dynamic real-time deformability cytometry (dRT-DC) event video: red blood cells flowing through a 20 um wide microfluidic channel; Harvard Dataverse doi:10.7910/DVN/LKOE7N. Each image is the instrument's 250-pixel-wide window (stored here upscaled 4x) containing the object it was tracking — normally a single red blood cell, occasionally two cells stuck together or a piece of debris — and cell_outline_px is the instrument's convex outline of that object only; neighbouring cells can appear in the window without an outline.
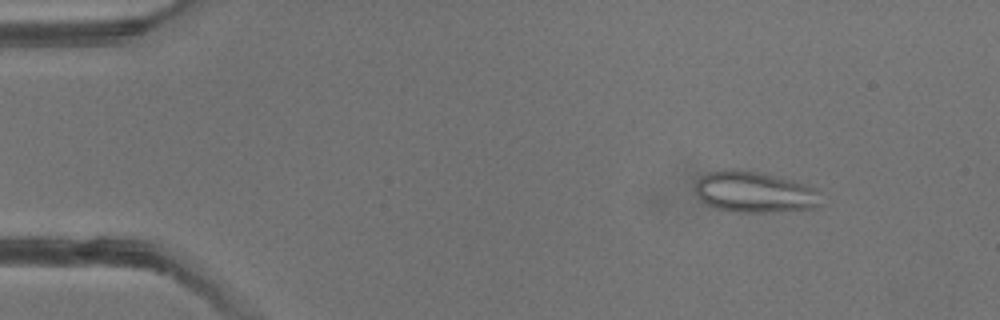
{"species": "common noctule bat (a hibernating species)", "species_latin": "Nyctalus noctula", "temperature_condition": "warm", "stored_images_in_passage": 3, "camera_frame_rate_fps": 3000, "um_per_image_px": 0.085, "animal": {"sex": "male", "body_mass_g": 13.3}, "frame": {"image": 1, "passage_image": 1, "time_ms": 0.0, "image_size_px": [1000, 320], "cell_outline_px": [[820, 204], [816, 208], [764, 212], [732, 212], [712, 208], [700, 200], [696, 192], [696, 180], [700, 176], [708, 172], [724, 168], [736, 168], [764, 172], [792, 180], [816, 188], [820, 192]], "centroid_in_image_um": [64.09, 16.3], "position_along_channel_um": 20.9, "area_um2": 30.75}}